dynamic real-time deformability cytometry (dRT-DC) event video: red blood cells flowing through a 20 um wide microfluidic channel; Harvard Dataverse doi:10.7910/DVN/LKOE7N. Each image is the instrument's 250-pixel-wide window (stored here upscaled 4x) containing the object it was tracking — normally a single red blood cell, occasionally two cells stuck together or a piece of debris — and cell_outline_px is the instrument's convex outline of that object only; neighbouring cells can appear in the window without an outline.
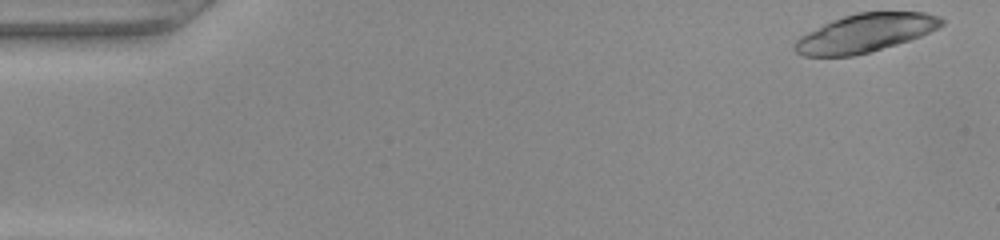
{"species": "common noctule bat (a hibernating species)", "species_latin": "Nyctalus noctula", "temperature_condition": "warm", "stored_images_in_passage": 16, "camera_frame_rate_fps": 3000, "um_per_image_px": 0.085, "animal": {"sex": "female", "body_mass_g": 22.0, "forearm_length_mm": 56.7}, "frame": {"image": 1, "passage_image": 1, "time_ms": 0.0, "image_size_px": [1000, 240], "cell_outline_px": [[944, 24], [920, 36], [872, 52], [852, 56], [804, 56], [796, 52], [792, 48], [792, 44], [800, 36], [832, 20], [856, 12], [924, 12], [940, 16], [944, 20]], "centroid_in_image_um": [73.52, 2.81], "position_along_channel_um": 11.5, "area_um2": 32.66}}